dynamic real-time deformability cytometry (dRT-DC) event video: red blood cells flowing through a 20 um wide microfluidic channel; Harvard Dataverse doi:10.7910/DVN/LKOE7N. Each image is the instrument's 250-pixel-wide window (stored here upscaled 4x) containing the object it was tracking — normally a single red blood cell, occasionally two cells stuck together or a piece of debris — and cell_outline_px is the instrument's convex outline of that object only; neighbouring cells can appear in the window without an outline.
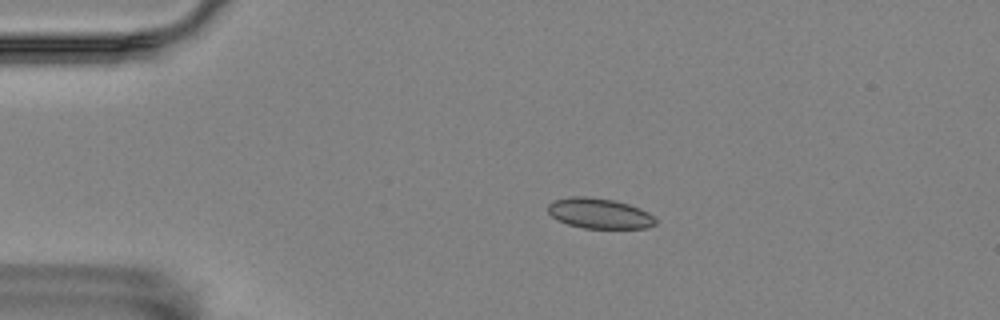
{"species": "Egyptian fruit bat (a non-hibernating species)", "species_latin": "Rousettus aegyptiacus", "temperature_condition": "room temperature", "stored_images_in_passage": 4, "camera_frame_rate_fps": 3000, "um_per_image_px": 0.085, "animal": {"sex": "female"}, "frame": {"image": 1, "passage_image": 3, "time_ms": 0.667, "image_size_px": [1000, 320], "cell_outline_px": [[656, 224], [648, 228], [584, 228], [568, 224], [556, 220], [548, 212], [548, 204], [552, 200], [568, 196], [584, 196], [616, 200], [640, 208], [648, 212], [656, 220]], "centroid_in_image_um": [50.92, 18.13], "position_along_channel_um": 34.1, "area_um2": 19.19}}